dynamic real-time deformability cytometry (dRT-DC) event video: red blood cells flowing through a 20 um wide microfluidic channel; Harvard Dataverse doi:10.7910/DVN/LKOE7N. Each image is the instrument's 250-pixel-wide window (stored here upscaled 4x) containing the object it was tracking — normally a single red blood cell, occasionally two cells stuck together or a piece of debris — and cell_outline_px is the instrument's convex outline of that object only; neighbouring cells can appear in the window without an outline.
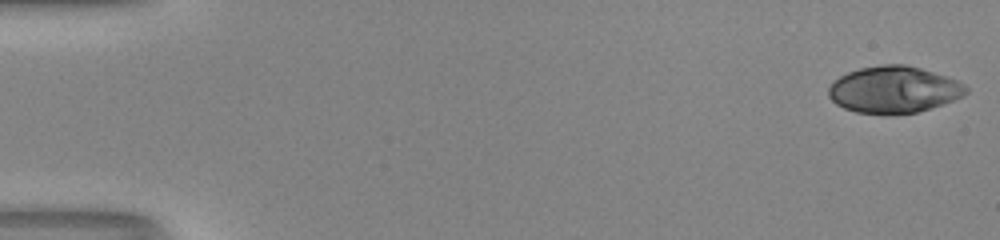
{"species": "human", "species_latin": "Homo sapiens", "temperature_condition": "room temperature", "stored_images_in_passage": 51, "camera_frame_rate_fps": 3000, "um_per_image_px": 0.085, "donor": {"sex": "male"}, "frame": {"image": 1, "passage_image": 1, "time_ms": 0.0, "image_size_px": [1000, 240], "cell_outline_px": [[968, 92], [964, 96], [916, 112], [856, 112], [844, 108], [836, 104], [828, 96], [828, 88], [840, 76], [848, 72], [860, 68], [880, 64], [904, 64], [920, 68], [956, 80], [964, 84], [968, 88]], "centroid_in_image_um": [75.96, 7.58], "position_along_channel_um": 9.0, "area_um2": 36.59}}
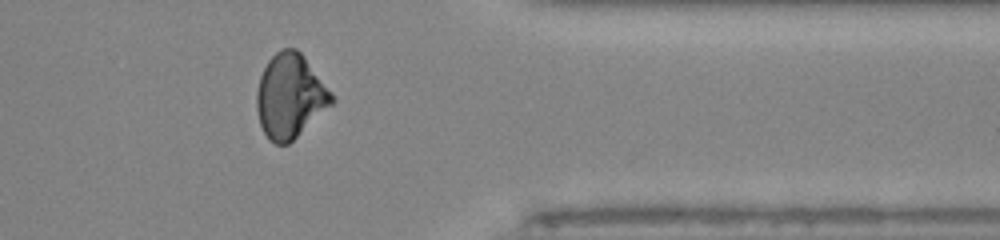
{"frame": {"image": 2, "passage_image": 42, "time_ms": 13.667, "image_size_px": [1000, 240], "cell_outline_px": [[336, 100], [332, 104], [288, 144], [276, 144], [268, 140], [260, 124], [256, 108], [256, 92], [260, 76], [268, 60], [276, 52], [284, 48], [296, 48], [304, 56], [332, 92]], "centroid_in_image_um": [24.65, 8.17], "position_along_channel_um": 386.8, "area_um2": 36.65}}
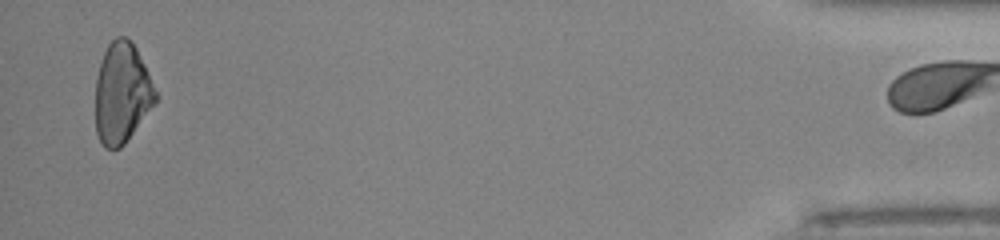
{"frame": {"image": 3, "passage_image": 50, "time_ms": 16.333, "image_size_px": [1000, 240], "cell_outline_px": [[160, 96], [124, 144], [120, 148], [104, 148], [100, 144], [96, 132], [96, 80], [100, 64], [104, 52], [108, 44], [116, 36], [124, 36], [136, 48]], "centroid_in_image_um": [10.36, 7.92], "position_along_channel_um": 424.8, "area_um2": 35.08}, "authors_computed_cell_mechanics": {"area_um2": 36.9342, "velocity_mm_per_s": 4.1521, "shape_relaxation_time_tau1_ms": null, "shape_relaxation_time_tau2_ms": 1.7031, "deformation_change_tau1": null, "deformation_change_tau2": 0.0562}}